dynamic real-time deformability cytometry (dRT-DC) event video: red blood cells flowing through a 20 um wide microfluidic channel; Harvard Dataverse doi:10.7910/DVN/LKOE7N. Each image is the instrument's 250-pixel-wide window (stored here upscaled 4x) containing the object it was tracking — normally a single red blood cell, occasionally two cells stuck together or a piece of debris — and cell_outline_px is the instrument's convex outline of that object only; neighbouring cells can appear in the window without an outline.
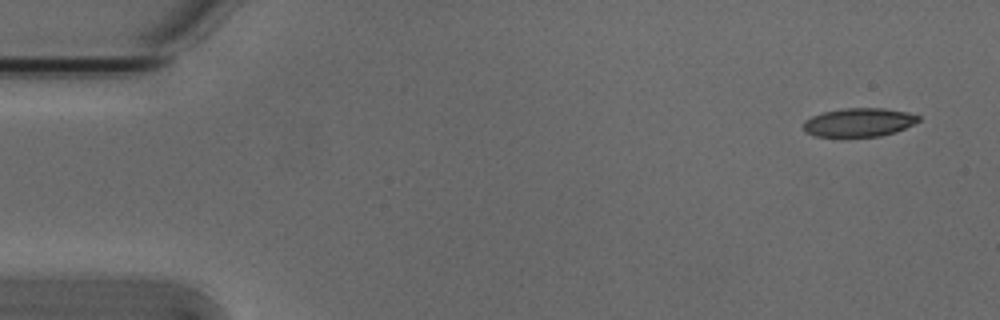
{"species": "Egyptian fruit bat (a non-hibernating species)", "species_latin": "Rousettus aegyptiacus", "temperature_condition": "cold", "stored_images_in_passage": 5, "camera_frame_rate_fps": 3000, "um_per_image_px": 0.085, "animal": {"sex": "male"}, "frame": {"image": 1, "passage_image": 1, "time_ms": 0.0, "image_size_px": [1000, 320], "cell_outline_px": [[920, 120], [896, 132], [880, 136], [812, 136], [804, 128], [804, 120], [812, 116], [824, 112], [844, 108], [884, 108], [908, 112], [920, 116]], "centroid_in_image_um": [73.03, 10.39], "position_along_channel_um": 12.0, "area_um2": 19.02}}
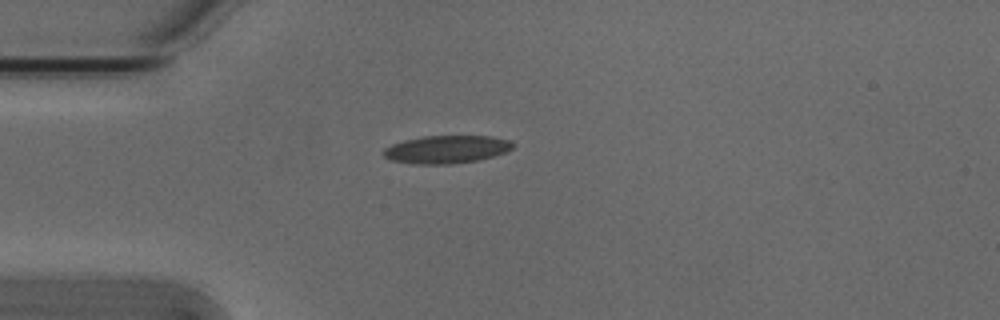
{"frame": {"image": 2, "passage_image": 4, "time_ms": 1.0, "image_size_px": [1000, 320], "cell_outline_px": [[512, 148], [504, 152], [492, 156], [476, 160], [448, 164], [412, 164], [388, 160], [384, 156], [384, 148], [392, 144], [404, 140], [424, 136], [488, 136], [512, 140]], "centroid_in_image_um": [37.9, 12.7], "position_along_channel_um": 47.1, "area_um2": 20.87}}